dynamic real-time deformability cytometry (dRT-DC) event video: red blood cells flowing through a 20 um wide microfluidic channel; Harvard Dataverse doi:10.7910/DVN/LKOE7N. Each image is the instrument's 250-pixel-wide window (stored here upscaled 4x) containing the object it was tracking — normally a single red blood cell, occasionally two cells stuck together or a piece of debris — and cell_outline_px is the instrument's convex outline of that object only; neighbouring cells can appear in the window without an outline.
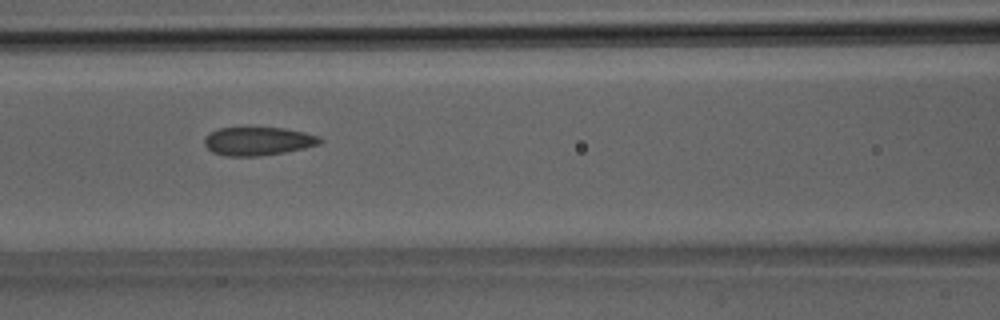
{"species": "Egyptian fruit bat (a non-hibernating species)", "species_latin": "Rousettus aegyptiacus", "temperature_condition": "room temperature", "stored_images_in_passage": 32, "camera_frame_rate_fps": 3000, "um_per_image_px": 0.085, "animal": {"sex": "male"}, "frame": {"image": 1, "passage_image": 11, "time_ms": 3.333, "image_size_px": [1000, 320], "cell_outline_px": [[324, 140], [320, 144], [304, 148], [284, 152], [260, 156], [224, 156], [212, 152], [204, 144], [204, 136], [220, 128], [284, 128], [304, 132], [320, 136]], "centroid_in_image_um": [21.95, 12.01], "position_along_channel_um": 144.7, "area_um2": 19.13}}
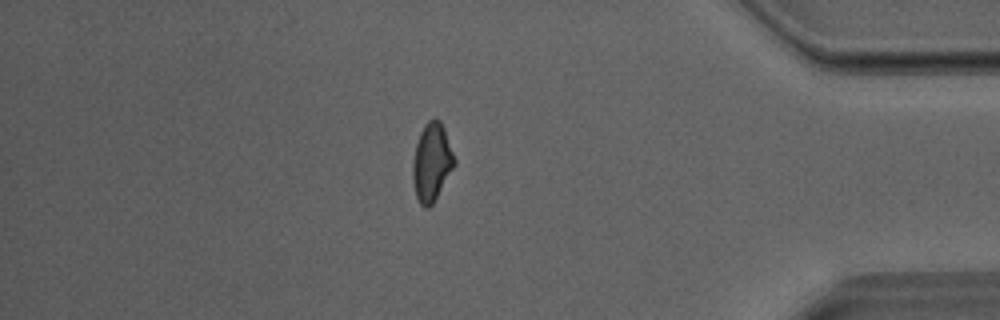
{"frame": {"image": 2, "passage_image": 27, "time_ms": 8.667, "image_size_px": [1000, 320], "cell_outline_px": [[456, 164], [432, 204], [428, 208], [424, 208], [420, 204], [416, 196], [412, 180], [412, 164], [416, 144], [420, 132], [424, 124], [428, 120], [440, 120], [444, 128], [456, 160]], "centroid_in_image_um": [36.69, 13.8], "position_along_channel_um": 398.5, "area_um2": 18.9}}
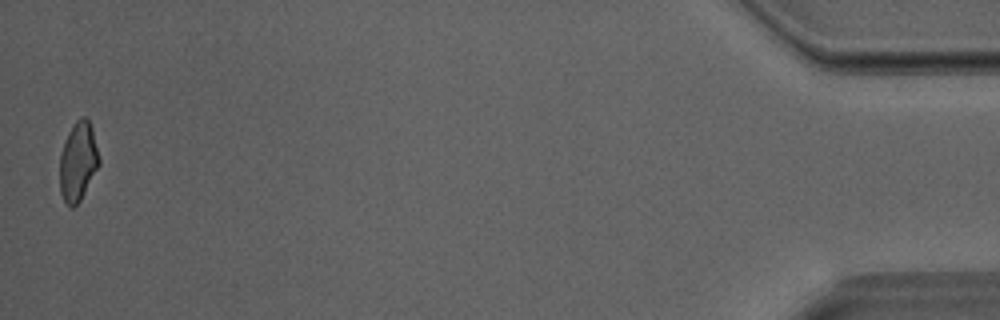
{"frame": {"image": 3, "passage_image": 32, "time_ms": 10.333, "image_size_px": [1000, 320], "cell_outline_px": [[100, 164], [80, 200], [72, 208], [68, 208], [60, 192], [60, 152], [64, 140], [68, 132], [76, 120], [80, 116], [84, 116], [88, 120], [92, 128], [100, 160]], "centroid_in_image_um": [6.62, 13.72], "position_along_channel_um": 428.6, "area_um2": 18.15}}